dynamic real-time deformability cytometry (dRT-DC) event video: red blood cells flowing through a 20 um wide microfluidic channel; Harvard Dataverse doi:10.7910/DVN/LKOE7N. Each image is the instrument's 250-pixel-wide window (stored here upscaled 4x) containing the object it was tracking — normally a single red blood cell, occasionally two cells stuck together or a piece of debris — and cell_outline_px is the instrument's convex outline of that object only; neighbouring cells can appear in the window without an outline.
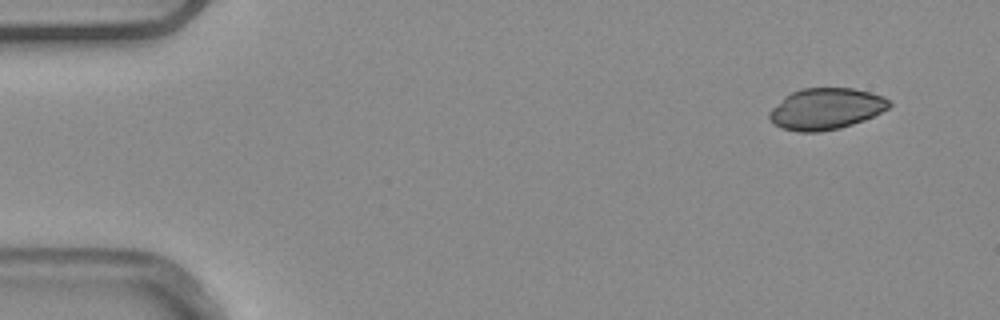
{"species": "common noctule bat (a hibernating species)", "species_latin": "Nyctalus noctula", "temperature_condition": "warm", "stored_images_in_passage": 4, "camera_frame_rate_fps": 3000, "um_per_image_px": 0.085, "animal": {"sex": "male", "body_mass_g": 20.4}, "frame": {"image": 1, "passage_image": 1, "time_ms": 0.0, "image_size_px": [1000, 320], "cell_outline_px": [[892, 104], [888, 108], [864, 120], [840, 128], [820, 132], [796, 132], [780, 128], [768, 116], [768, 112], [784, 96], [800, 88], [852, 88], [884, 96]], "centroid_in_image_um": [70.18, 9.25], "position_along_channel_um": 14.8, "area_um2": 28.84}}